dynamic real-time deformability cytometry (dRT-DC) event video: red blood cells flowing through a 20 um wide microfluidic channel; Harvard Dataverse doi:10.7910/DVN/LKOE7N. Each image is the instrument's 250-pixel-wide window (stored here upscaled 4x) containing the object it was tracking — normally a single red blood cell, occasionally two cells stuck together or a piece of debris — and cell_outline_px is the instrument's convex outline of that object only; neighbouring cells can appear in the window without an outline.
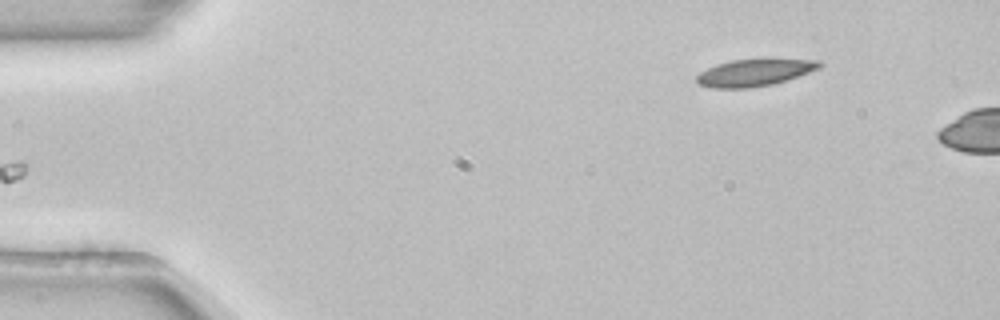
{"species": "common noctule bat (a hibernating species)", "species_latin": "Nyctalus noctula", "temperature_condition": "room temperature", "stored_images_in_passage": 6, "camera_frame_rate_fps": 3000, "um_per_image_px": 0.085, "animal": {"sex": "female", "body_mass_g": 22.7, "forearm_length_mm": 54.2}, "frame": {"image": 1, "passage_image": 1, "time_ms": 0.0, "image_size_px": [1000, 320], "cell_outline_px": [[824, 64], [820, 68], [772, 84], [748, 88], [712, 88], [700, 84], [696, 80], [696, 76], [700, 72], [716, 64], [732, 60], [764, 56], [768, 56], [820, 60]], "centroid_in_image_um": [64.19, 6.1], "position_along_channel_um": 20.8, "area_um2": 20.11}}